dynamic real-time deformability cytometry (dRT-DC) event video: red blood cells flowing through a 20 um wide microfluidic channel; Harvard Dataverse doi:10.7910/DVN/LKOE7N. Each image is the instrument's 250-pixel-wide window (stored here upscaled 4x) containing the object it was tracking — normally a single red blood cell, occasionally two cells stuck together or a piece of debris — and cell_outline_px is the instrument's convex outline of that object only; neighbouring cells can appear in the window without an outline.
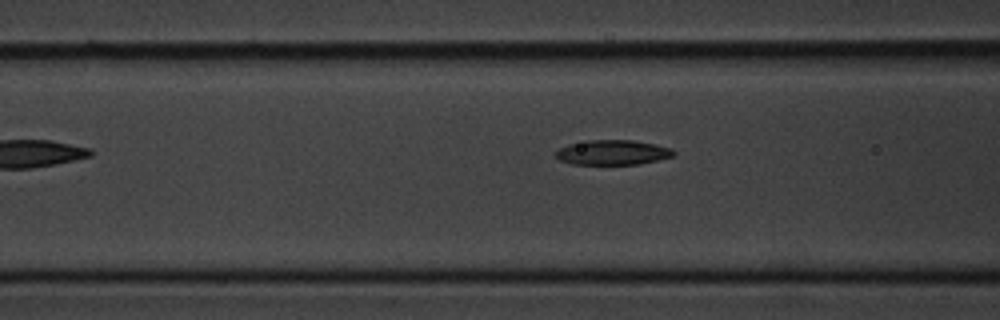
{"species": "common noctule bat (a hibernating species)", "species_latin": "Nyctalus noctula", "temperature_condition": "cold", "stored_images_in_passage": 6, "camera_frame_rate_fps": 3000, "um_per_image_px": 0.085, "animal": {"sex": "male", "body_mass_g": 20.1, "forearm_length_mm": 53.5}, "frame": {"image": 1, "passage_image": 6, "time_ms": 6.0, "image_size_px": [1000, 320], "cell_outline_px": [[676, 152], [672, 156], [640, 164], [572, 164], [560, 160], [552, 156], [552, 152], [568, 144], [588, 140], [636, 140], [656, 144], [672, 148]], "centroid_in_image_um": [52.03, 12.95], "position_along_channel_um": 114.6, "area_um2": 17.28}}